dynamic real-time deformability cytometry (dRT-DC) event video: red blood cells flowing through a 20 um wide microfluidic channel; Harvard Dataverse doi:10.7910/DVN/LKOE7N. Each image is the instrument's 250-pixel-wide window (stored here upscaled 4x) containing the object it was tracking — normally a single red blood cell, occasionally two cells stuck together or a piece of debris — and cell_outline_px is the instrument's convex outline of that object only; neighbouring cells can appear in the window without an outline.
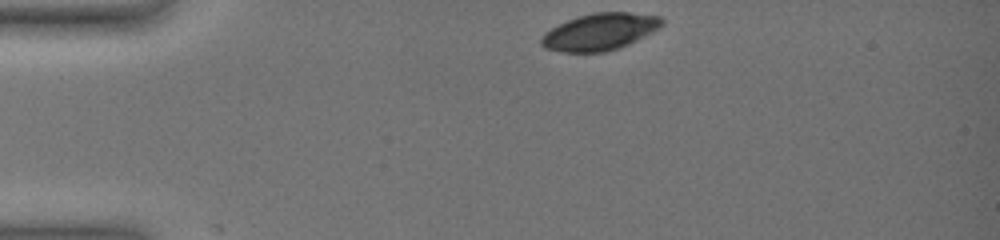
{"species": "common noctule bat (a hibernating species)", "species_latin": "Nyctalus noctula", "temperature_condition": "warm", "stored_images_in_passage": 4, "camera_frame_rate_fps": 3000, "um_per_image_px": 0.085, "animal": {"sex": "female", "body_mass_g": 19.0, "forearm_length_mm": 51.5}, "frame": {"image": 1, "passage_image": 1, "time_ms": 0.0, "image_size_px": [1000, 240], "cell_outline_px": [[664, 24], [660, 28], [620, 48], [604, 52], [564, 52], [544, 48], [540, 44], [540, 40], [544, 32], [568, 20], [580, 16], [596, 12], [628, 12], [660, 16], [664, 20]], "centroid_in_image_um": [51.0, 2.7], "position_along_channel_um": 34.0, "area_um2": 25.84}}